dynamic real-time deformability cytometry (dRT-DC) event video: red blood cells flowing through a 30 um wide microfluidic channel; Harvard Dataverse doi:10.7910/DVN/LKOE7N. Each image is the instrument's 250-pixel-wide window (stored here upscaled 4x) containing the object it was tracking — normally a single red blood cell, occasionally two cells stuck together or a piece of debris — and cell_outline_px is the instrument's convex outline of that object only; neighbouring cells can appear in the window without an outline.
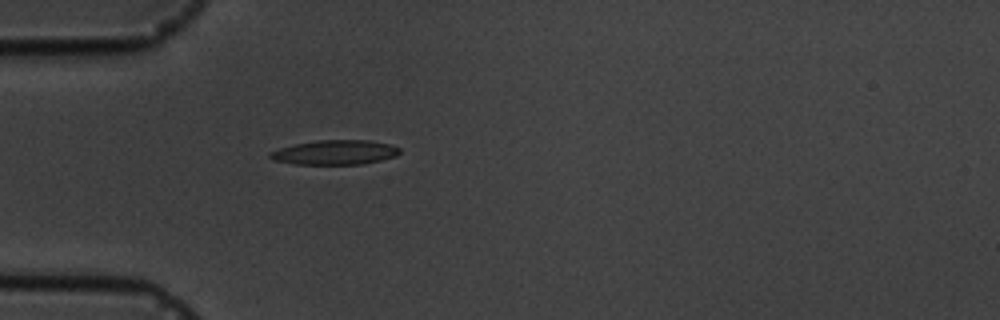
{"species": "common noctule bat (a hibernating species)", "species_latin": "Nyctalus noctula", "temperature_condition": "cold", "stored_images_in_passage": 1, "camera_frame_rate_fps": 3000, "um_per_image_px": 0.085, "animal": {"sex": "male", "body_mass_g": 19.5, "forearm_length_mm": 54.6}, "frame": {"image": 1, "passage_image": 1, "time_ms": 0.0, "image_size_px": [1000, 320], "cell_outline_px": [[400, 152], [396, 156], [364, 164], [292, 164], [272, 160], [268, 156], [268, 152], [280, 148], [296, 144], [316, 140], [368, 140], [392, 144], [400, 148]], "centroid_in_image_um": [28.46, 12.95], "position_along_channel_um": 56.5, "area_um2": 18.67}}